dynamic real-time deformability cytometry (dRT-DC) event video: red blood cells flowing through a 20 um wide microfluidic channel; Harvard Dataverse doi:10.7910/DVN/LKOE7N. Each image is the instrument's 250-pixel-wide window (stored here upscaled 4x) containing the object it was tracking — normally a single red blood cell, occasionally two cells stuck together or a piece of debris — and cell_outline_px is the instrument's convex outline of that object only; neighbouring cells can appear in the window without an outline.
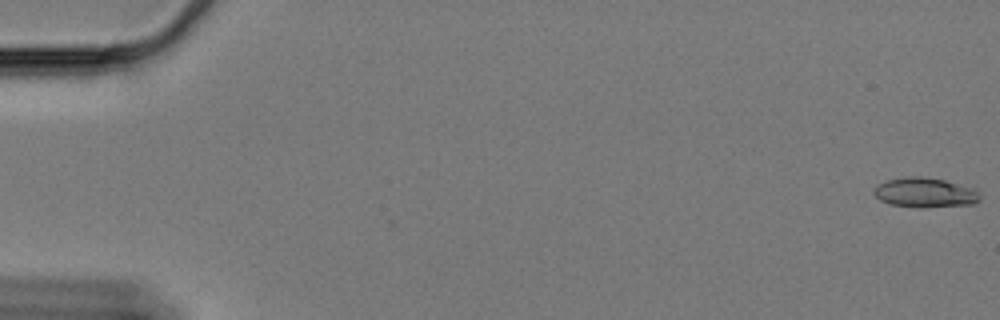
{"species": "Egyptian fruit bat (a non-hibernating species)", "species_latin": "Rousettus aegyptiacus", "temperature_condition": "cold", "stored_images_in_passage": 61, "camera_frame_rate_fps": 3000, "um_per_image_px": 0.085, "animal": {"sex": "female"}, "frame": {"image": 1, "passage_image": 1, "time_ms": 0.0, "image_size_px": [1000, 320], "cell_outline_px": [[980, 200], [972, 204], [892, 204], [880, 200], [876, 196], [876, 188], [880, 184], [888, 180], [904, 176], [920, 176], [944, 180], [968, 188], [976, 192], [980, 196]], "centroid_in_image_um": [78.59, 16.3], "position_along_channel_um": 6.4, "area_um2": 16.65}}
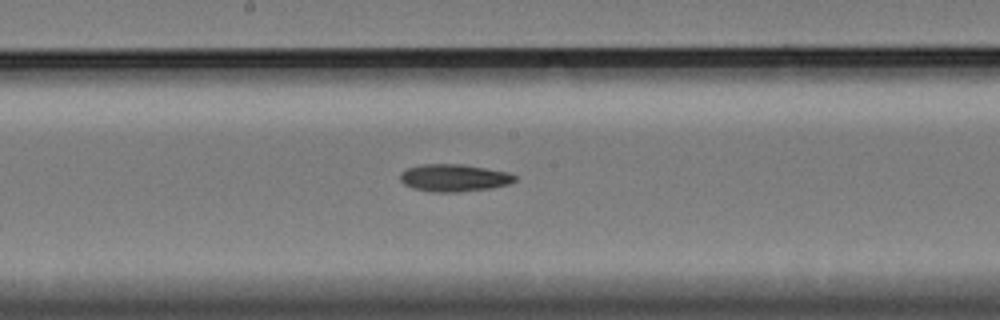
{"frame": {"image": 2, "passage_image": 33, "time_ms": 10.667, "image_size_px": [1000, 320], "cell_outline_px": [[516, 180], [508, 184], [488, 188], [456, 192], [432, 192], [412, 188], [404, 184], [400, 180], [400, 172], [408, 168], [420, 164], [464, 164], [508, 172], [516, 176]], "centroid_in_image_um": [38.56, 15.11], "position_along_channel_um": 209.6, "area_um2": 18.26}}
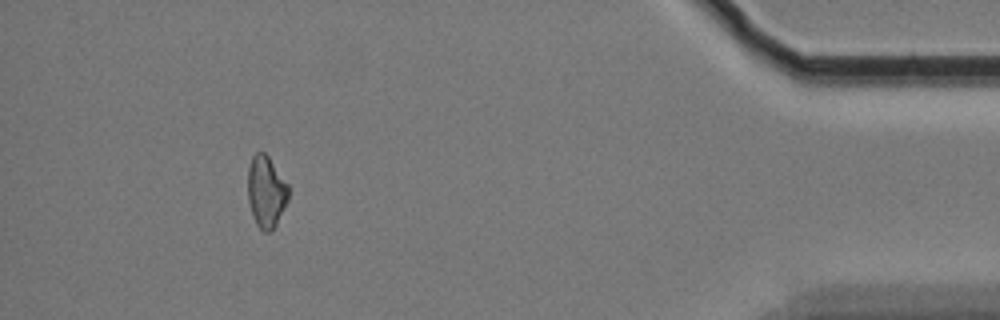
{"frame": {"image": 3, "passage_image": 56, "time_ms": 18.333, "image_size_px": [1000, 320], "cell_outline_px": [[288, 200], [272, 232], [264, 232], [256, 224], [248, 200], [248, 168], [252, 156], [256, 152], [264, 152], [268, 156], [288, 184]], "centroid_in_image_um": [22.62, 16.29], "position_along_channel_um": 412.6, "area_um2": 16.88}}